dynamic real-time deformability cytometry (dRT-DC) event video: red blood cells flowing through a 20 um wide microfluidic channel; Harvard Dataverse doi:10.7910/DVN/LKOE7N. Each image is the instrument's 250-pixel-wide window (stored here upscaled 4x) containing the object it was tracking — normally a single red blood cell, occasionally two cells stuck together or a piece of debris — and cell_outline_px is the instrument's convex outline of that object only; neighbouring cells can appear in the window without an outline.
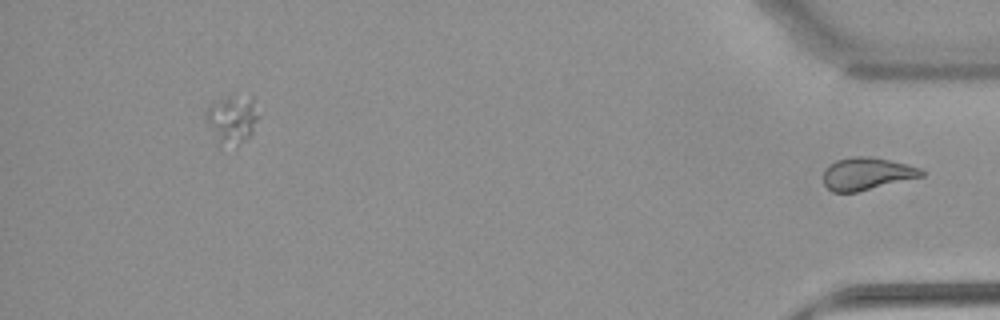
{"species": "common noctule bat (a hibernating species)", "species_latin": "Nyctalus noctula", "temperature_condition": "warm", "stored_images_in_passage": 39, "segment_of_instrument_passage": [2, 2], "camera_frame_rate_fps": 3000, "um_per_image_px": 0.085, "animal": {"sex": "female", "body_mass_g": 22.7, "forearm_length_mm": 54.2}, "frame": {"image": 1, "passage_image": 39, "time_ms": 12.667, "image_size_px": [1000, 320], "cell_outline_px": [[924, 176], [856, 192], [832, 192], [824, 184], [824, 172], [828, 164], [836, 160], [852, 156], [868, 156], [908, 164], [920, 168], [924, 172]], "centroid_in_image_um": [73.67, 14.76], "position_along_channel_um": 361.5, "area_um2": 18.5}}